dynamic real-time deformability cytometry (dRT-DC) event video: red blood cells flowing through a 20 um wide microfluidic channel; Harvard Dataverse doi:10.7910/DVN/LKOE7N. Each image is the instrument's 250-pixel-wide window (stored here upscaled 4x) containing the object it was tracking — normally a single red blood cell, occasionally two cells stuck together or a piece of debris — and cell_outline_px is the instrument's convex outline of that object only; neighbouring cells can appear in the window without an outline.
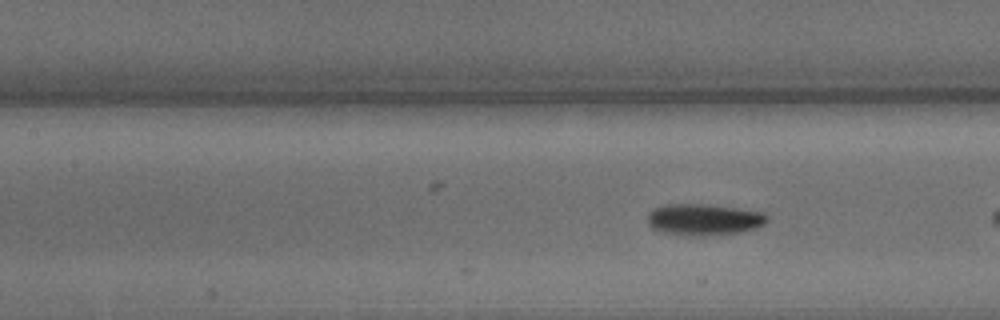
{"species": "common noctule bat (a hibernating species)", "species_latin": "Nyctalus noctula", "temperature_condition": "warm", "stored_images_in_passage": 7, "camera_frame_rate_fps": 3000, "um_per_image_px": 0.085, "animal": {"sex": "male", "body_mass_g": 15.6}, "frame": {"image": 1, "passage_image": 7, "time_ms": 2.0, "image_size_px": [1000, 320], "cell_outline_px": [[768, 220], [764, 224], [756, 228], [740, 232], [704, 236], [692, 236], [664, 232], [652, 228], [648, 224], [648, 212], [652, 208], [668, 204], [708, 204], [764, 212], [768, 216]], "centroid_in_image_um": [59.83, 18.65], "position_along_channel_um": 147.6, "area_um2": 22.02}}